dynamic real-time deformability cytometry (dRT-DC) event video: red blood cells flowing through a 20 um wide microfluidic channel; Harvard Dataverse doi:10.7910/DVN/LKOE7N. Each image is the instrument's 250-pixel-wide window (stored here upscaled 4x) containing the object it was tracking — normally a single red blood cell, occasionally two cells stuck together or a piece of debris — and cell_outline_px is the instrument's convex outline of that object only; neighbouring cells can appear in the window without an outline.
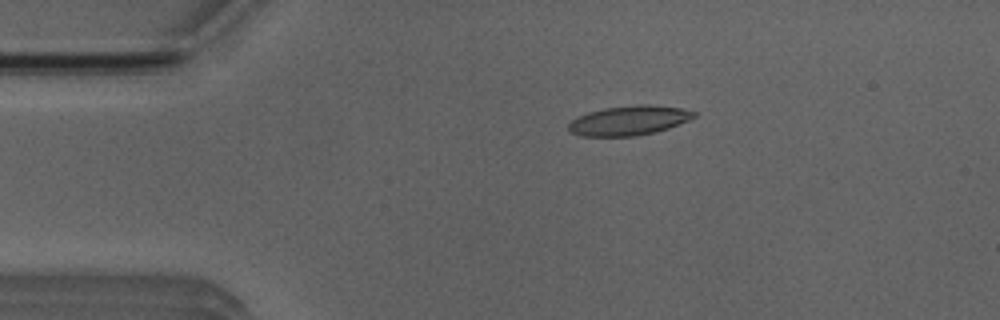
{"species": "Egyptian fruit bat (a non-hibernating species)", "species_latin": "Rousettus aegyptiacus", "temperature_condition": "room temperature", "stored_images_in_passage": 4, "camera_frame_rate_fps": 3000, "um_per_image_px": 0.085, "animal": {"sex": "male"}, "frame": {"image": 1, "passage_image": 3, "time_ms": 2.333, "image_size_px": [1000, 320], "cell_outline_px": [[696, 116], [688, 120], [668, 128], [656, 132], [636, 136], [580, 136], [572, 132], [568, 128], [568, 124], [576, 116], [588, 112], [604, 108], [636, 104], [648, 104], [680, 108], [696, 112]], "centroid_in_image_um": [53.44, 10.24], "position_along_channel_um": 31.6, "area_um2": 21.62}}